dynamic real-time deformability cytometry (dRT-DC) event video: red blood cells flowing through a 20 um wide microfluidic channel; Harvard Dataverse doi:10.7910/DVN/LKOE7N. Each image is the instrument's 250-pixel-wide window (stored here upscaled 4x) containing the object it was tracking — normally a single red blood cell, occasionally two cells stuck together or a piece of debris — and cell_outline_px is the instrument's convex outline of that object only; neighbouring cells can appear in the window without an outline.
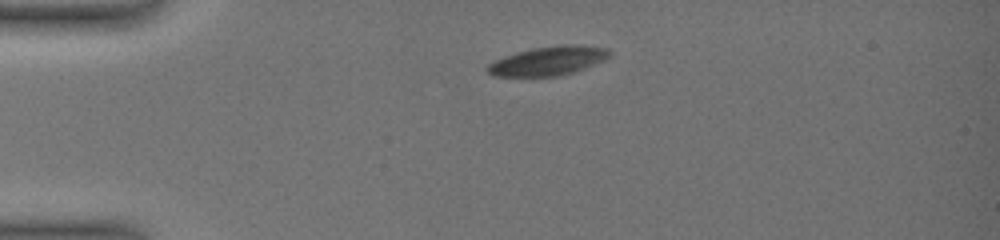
{"species": "common noctule bat (a hibernating species)", "species_latin": "Nyctalus noctula", "temperature_condition": "warm", "stored_images_in_passage": 49, "camera_frame_rate_fps": 3000, "um_per_image_px": 0.085, "animal": {"sex": "female", "body_mass_g": 19.0, "forearm_length_mm": 51.5}, "frame": {"image": 1, "passage_image": 1, "time_ms": 0.0, "image_size_px": [1000, 240], "cell_outline_px": [[612, 56], [604, 60], [584, 68], [560, 76], [492, 76], [484, 68], [492, 60], [516, 52], [532, 48], [560, 44], [580, 44], [608, 48], [612, 52]], "centroid_in_image_um": [46.59, 5.16], "position_along_channel_um": 38.4, "area_um2": 20.98}}
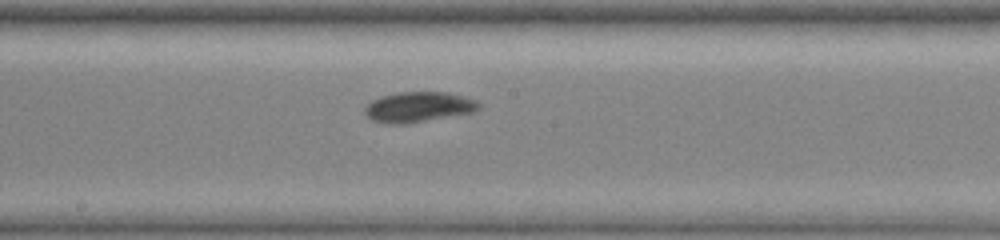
{"frame": {"image": 2, "passage_image": 23, "time_ms": 6.0, "image_size_px": [1000, 240], "cell_outline_px": [[480, 108], [472, 112], [408, 124], [388, 124], [372, 120], [364, 112], [364, 108], [372, 100], [380, 96], [400, 92], [448, 92], [464, 96], [476, 100], [480, 104]], "centroid_in_image_um": [35.56, 9.09], "position_along_channel_um": 212.6, "area_um2": 20.17}}
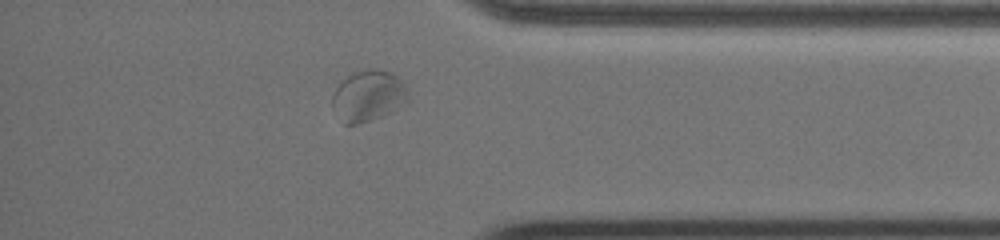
{"frame": {"image": 3, "passage_image": 44, "time_ms": 11.333, "image_size_px": [1000, 240], "cell_outline_px": [[408, 100], [396, 108], [380, 116], [356, 124], [344, 124], [332, 104], [332, 96], [336, 88], [348, 76], [356, 72], [376, 68], [392, 72], [404, 80], [408, 84]], "centroid_in_image_um": [31.36, 8.11], "position_along_channel_um": 403.8, "area_um2": 22.2}, "authors_computed_cell_mechanics": {"area_um2": 20.6924, "velocity_mm_per_s": 3.643, "shape_relaxation_time_tau1_ms": 8.8579, "shape_relaxation_time_tau2_ms": 2.9577, "deformation_change_tau1": 0.1668, "deformation_change_tau2": 0.0489}}